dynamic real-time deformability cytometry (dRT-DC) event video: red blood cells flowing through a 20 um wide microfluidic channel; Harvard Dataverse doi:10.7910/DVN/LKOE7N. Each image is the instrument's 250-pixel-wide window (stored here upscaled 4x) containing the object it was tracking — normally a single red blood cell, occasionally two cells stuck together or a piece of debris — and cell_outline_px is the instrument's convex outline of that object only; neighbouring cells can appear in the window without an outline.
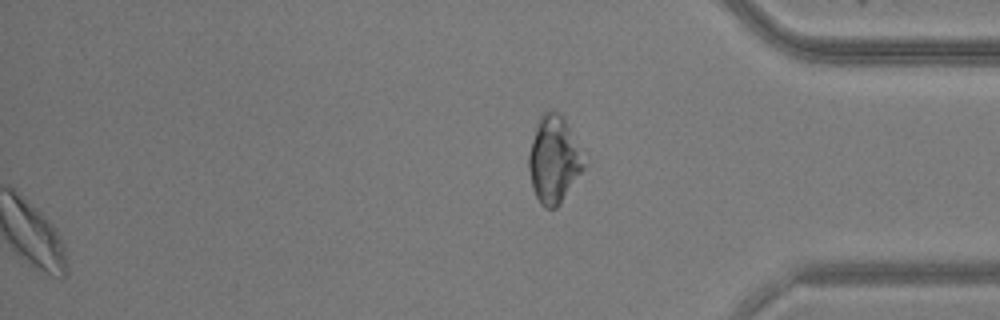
{"species": "common noctule bat (a hibernating species)", "species_latin": "Nyctalus noctula", "temperature_condition": "warm", "stored_images_in_passage": 41, "segment_of_instrument_passage": [2, 2], "camera_frame_rate_fps": 3000, "um_per_image_px": 0.085, "animal": {"sex": "male", "body_mass_g": 20.5, "forearm_length_mm": 52.5}, "frame": {"image": 1, "passage_image": 41, "time_ms": 13.333, "image_size_px": [1000, 320], "cell_outline_px": [[588, 164], [560, 204], [556, 208], [544, 208], [540, 204], [532, 188], [528, 168], [528, 156], [536, 124], [540, 116], [548, 108], [552, 108], [564, 120]], "centroid_in_image_um": [47.07, 13.6], "position_along_channel_um": 388.1, "area_um2": 27.98}}